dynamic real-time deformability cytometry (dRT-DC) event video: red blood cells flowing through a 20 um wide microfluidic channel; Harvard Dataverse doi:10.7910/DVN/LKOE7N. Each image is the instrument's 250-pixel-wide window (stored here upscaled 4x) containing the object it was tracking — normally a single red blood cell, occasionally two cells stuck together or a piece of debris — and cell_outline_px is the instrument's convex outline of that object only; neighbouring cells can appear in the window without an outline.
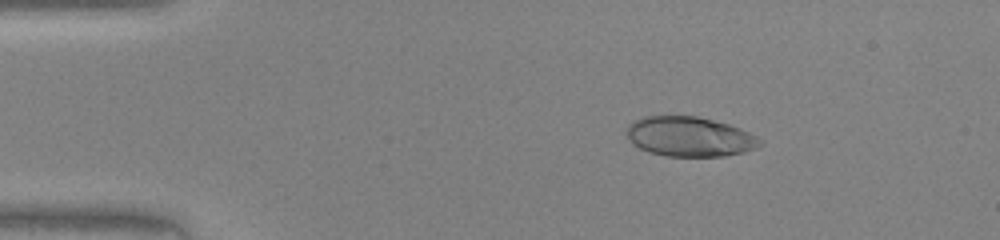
{"species": "human", "species_latin": "Homo sapiens", "temperature_condition": "warm", "stored_images_in_passage": 46, "camera_frame_rate_fps": 3000, "um_per_image_px": 0.085, "donor": {"sex": "female"}, "frame": {"image": 1, "passage_image": 7, "time_ms": 2.0, "image_size_px": [1000, 240], "cell_outline_px": [[764, 140], [756, 148], [744, 152], [724, 156], [668, 156], [648, 152], [632, 144], [624, 132], [628, 124], [644, 116], [696, 116], [728, 124], [740, 128]], "centroid_in_image_um": [58.59, 11.62], "position_along_channel_um": 26.4, "area_um2": 30.98}}
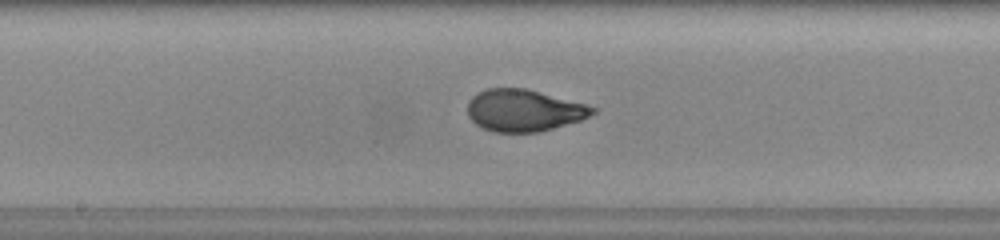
{"frame": {"image": 2, "passage_image": 24, "time_ms": 7.667, "image_size_px": [1000, 240], "cell_outline_px": [[596, 112], [580, 120], [540, 132], [492, 132], [476, 124], [468, 116], [468, 100], [476, 92], [488, 88], [524, 88], [584, 104], [596, 108]], "centroid_in_image_um": [44.48, 9.39], "position_along_channel_um": 203.7, "area_um2": 30.29}}
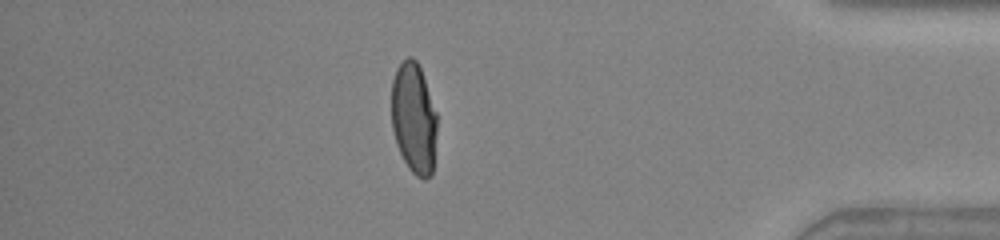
{"frame": {"image": 3, "passage_image": 40, "time_ms": 13.0, "image_size_px": [1000, 240], "cell_outline_px": [[436, 132], [432, 176], [424, 180], [416, 176], [408, 168], [396, 144], [392, 128], [392, 80], [396, 68], [408, 56], [412, 56], [416, 60], [420, 68], [436, 112]], "centroid_in_image_um": [35.16, 10.07], "position_along_channel_um": 400.0, "area_um2": 29.36}}